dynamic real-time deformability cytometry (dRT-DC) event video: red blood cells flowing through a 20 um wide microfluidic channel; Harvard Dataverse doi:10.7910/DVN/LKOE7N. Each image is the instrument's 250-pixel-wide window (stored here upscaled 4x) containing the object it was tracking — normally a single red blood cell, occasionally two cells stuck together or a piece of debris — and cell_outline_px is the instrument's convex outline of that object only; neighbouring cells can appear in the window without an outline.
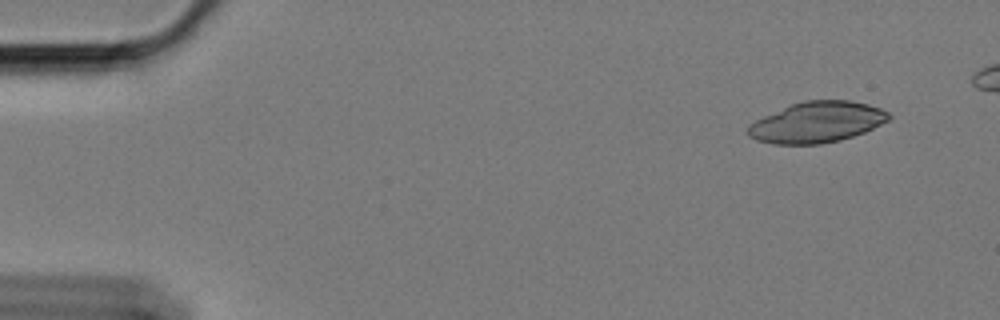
{"species": "Egyptian fruit bat (a non-hibernating species)", "species_latin": "Rousettus aegyptiacus", "temperature_condition": "cold", "stored_images_in_passage": 52, "camera_frame_rate_fps": 3000, "um_per_image_px": 0.085, "animal": {"sex": "female"}, "frame": {"image": 1, "passage_image": 1, "time_ms": 0.0, "image_size_px": [1000, 320], "cell_outline_px": [[892, 116], [888, 120], [864, 132], [840, 140], [820, 144], [772, 144], [756, 140], [748, 136], [748, 124], [764, 116], [792, 104], [804, 100], [848, 100], [868, 104], [880, 108], [888, 112]], "centroid_in_image_um": [69.43, 10.39], "position_along_channel_um": 15.6, "area_um2": 33.35}}